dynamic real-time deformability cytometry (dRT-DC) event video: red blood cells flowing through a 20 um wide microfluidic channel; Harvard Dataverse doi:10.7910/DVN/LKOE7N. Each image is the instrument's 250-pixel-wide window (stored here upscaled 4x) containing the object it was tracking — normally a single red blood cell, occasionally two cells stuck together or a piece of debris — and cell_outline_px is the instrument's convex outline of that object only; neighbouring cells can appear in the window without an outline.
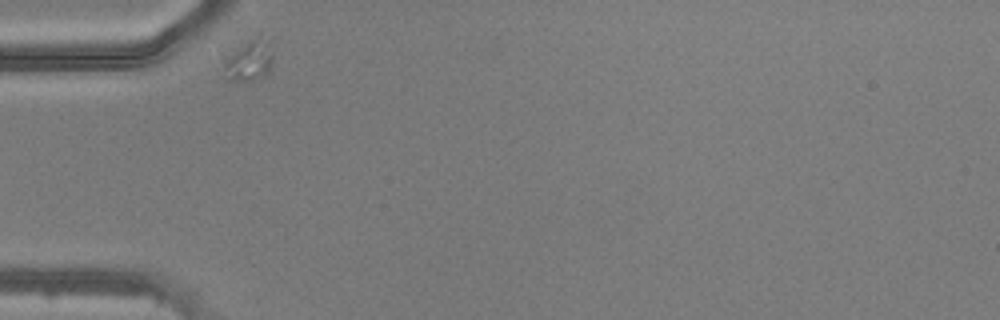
{"species": "common noctule bat (a hibernating species)", "species_latin": "Nyctalus noctula", "temperature_condition": "warm", "stored_images_in_passage": 13, "camera_frame_rate_fps": 3000, "um_per_image_px": 0.085, "animal": {"sex": "male", "body_mass_g": 20.5, "forearm_length_mm": 52.5}, "frame": {"image": 1, "passage_image": 1, "time_ms": 0.0, "image_size_px": [1000, 320], "cell_outline_px": [[272, 60], [268, 72], [264, 76], [248, 80], [232, 80], [220, 76], [224, 60], [244, 44], [256, 36], [268, 44], [272, 56]], "centroid_in_image_um": [21.1, 5.22], "position_along_channel_um": 63.9, "area_um2": 11.21}}
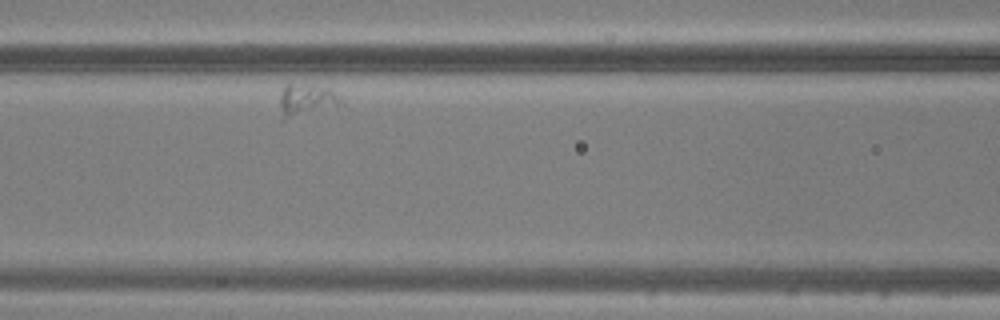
{"frame": {"image": 2, "passage_image": 9, "time_ms": 2.667, "image_size_px": [1000, 320], "cell_outline_px": [[340, 100], [336, 104], [280, 124], [280, 96], [284, 88], [288, 84], [292, 84], [328, 88], [340, 96]], "centroid_in_image_um": [25.89, 8.58], "position_along_channel_um": 140.7, "area_um2": 11.16}}
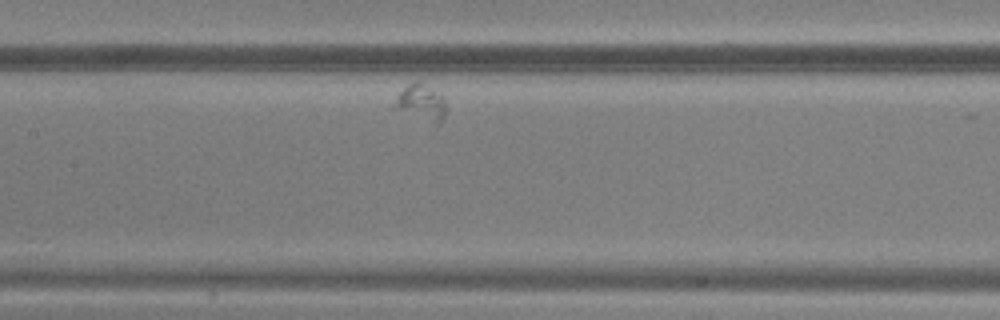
{"frame": {"image": 3, "passage_image": 12, "time_ms": 3.667, "image_size_px": [1000, 320], "cell_outline_px": [[448, 108], [440, 124], [436, 124], [388, 108], [400, 92], [408, 84], [416, 80], [420, 80], [444, 96], [448, 104]], "centroid_in_image_um": [35.79, 8.72], "position_along_channel_um": 171.6, "area_um2": 11.56}}